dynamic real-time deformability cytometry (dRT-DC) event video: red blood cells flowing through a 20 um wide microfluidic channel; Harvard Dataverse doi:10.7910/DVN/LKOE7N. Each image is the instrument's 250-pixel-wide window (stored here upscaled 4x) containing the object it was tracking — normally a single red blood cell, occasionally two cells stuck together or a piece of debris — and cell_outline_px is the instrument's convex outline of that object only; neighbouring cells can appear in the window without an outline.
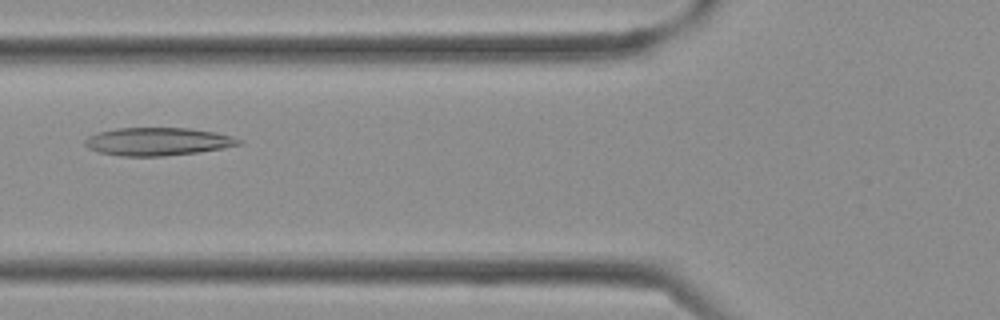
{"species": "Egyptian fruit bat (a non-hibernating species)", "species_latin": "Rousettus aegyptiacus", "temperature_condition": "cold", "stored_images_in_passage": 31, "camera_frame_rate_fps": 3000, "um_per_image_px": 0.085, "frame": {"image": 1, "passage_image": 8, "time_ms": 2.333, "image_size_px": [1000, 320], "cell_outline_px": [[244, 144], [224, 148], [200, 152], [164, 156], [120, 156], [100, 152], [88, 148], [84, 144], [84, 140], [88, 136], [100, 132], [116, 128], [188, 128], [216, 132], [232, 136], [244, 140]], "centroid_in_image_um": [13.47, 12.03], "position_along_channel_um": 112.3, "area_um2": 25.26}}
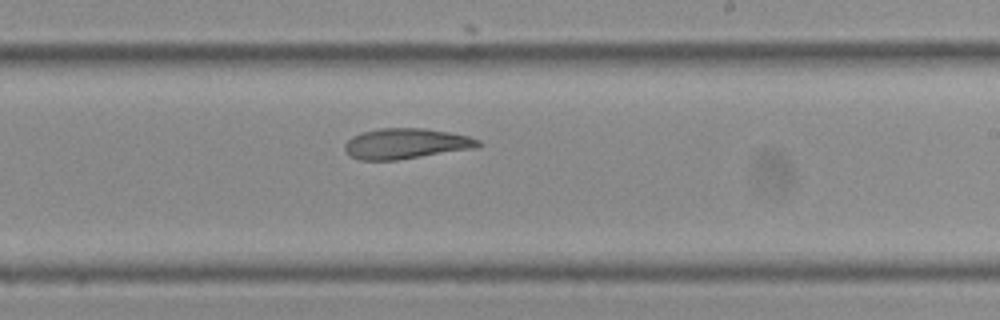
{"frame": {"image": 2, "passage_image": 16, "time_ms": 5.0, "image_size_px": [1000, 320], "cell_outline_px": [[484, 144], [476, 148], [396, 160], [360, 160], [352, 156], [344, 148], [344, 144], [352, 136], [364, 132], [380, 128], [424, 128], [448, 132], [468, 136], [480, 140]], "centroid_in_image_um": [34.54, 12.2], "position_along_channel_um": 254.5, "area_um2": 23.58}}
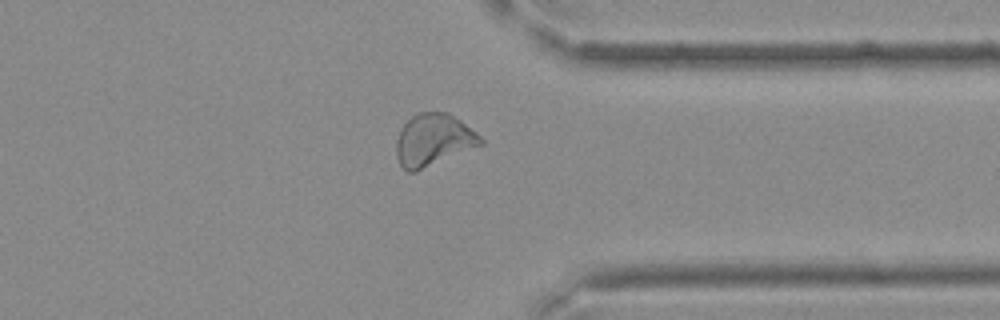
{"frame": {"image": 3, "passage_image": 23, "time_ms": 7.333, "image_size_px": [1000, 320], "cell_outline_px": [[484, 144], [416, 172], [408, 172], [400, 164], [396, 156], [396, 140], [400, 128], [416, 112], [448, 112], [460, 120], [476, 132], [484, 140]], "centroid_in_image_um": [36.83, 11.9], "position_along_channel_um": 374.6, "area_um2": 25.78}}